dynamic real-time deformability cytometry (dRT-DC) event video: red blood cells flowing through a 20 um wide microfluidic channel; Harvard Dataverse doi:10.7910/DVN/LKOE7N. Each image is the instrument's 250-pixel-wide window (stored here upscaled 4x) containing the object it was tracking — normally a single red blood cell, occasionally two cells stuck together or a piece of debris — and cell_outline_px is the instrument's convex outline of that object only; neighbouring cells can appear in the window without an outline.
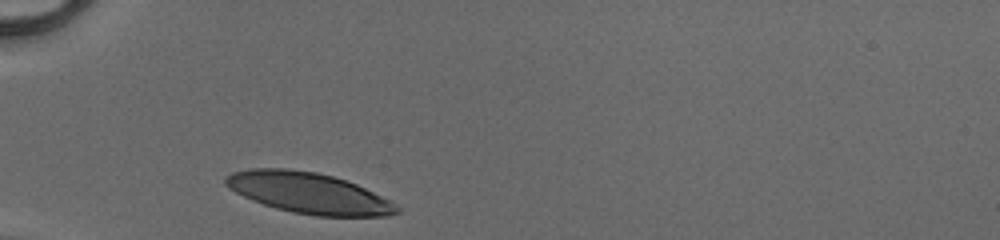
{"species": "human", "species_latin": "Homo sapiens", "temperature_condition": "cold", "stored_images_in_passage": 27, "camera_frame_rate_fps": 3000, "um_per_image_px": 0.085, "donor": {"sex": "male"}, "frame": {"image": 1, "passage_image": 1, "time_ms": 0.0, "image_size_px": [1000, 240], "cell_outline_px": [[400, 212], [388, 216], [316, 216], [292, 212], [276, 208], [252, 200], [236, 192], [224, 184], [224, 176], [232, 172], [252, 168], [288, 168], [316, 172], [332, 176], [356, 184], [396, 204], [400, 208]], "centroid_in_image_um": [26.21, 16.4], "position_along_channel_um": 58.8, "area_um2": 40.58}}
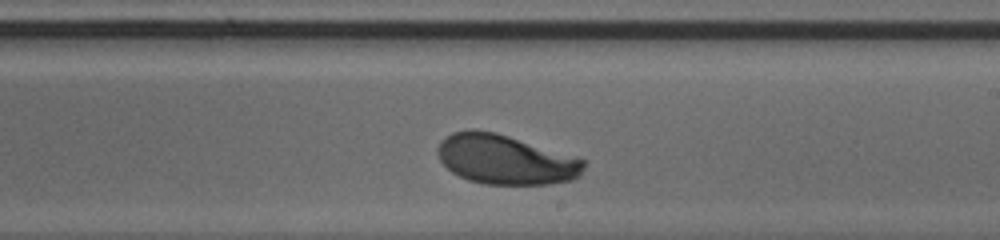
{"frame": {"image": 2, "passage_image": 16, "time_ms": 5.0, "image_size_px": [1000, 240], "cell_outline_px": [[584, 168], [580, 176], [572, 180], [548, 184], [484, 184], [468, 180], [452, 172], [440, 160], [436, 152], [436, 148], [440, 140], [452, 132], [472, 128], [476, 128], [496, 132], [584, 160]], "centroid_in_image_um": [42.89, 13.55], "position_along_channel_um": 246.1, "area_um2": 42.14}}
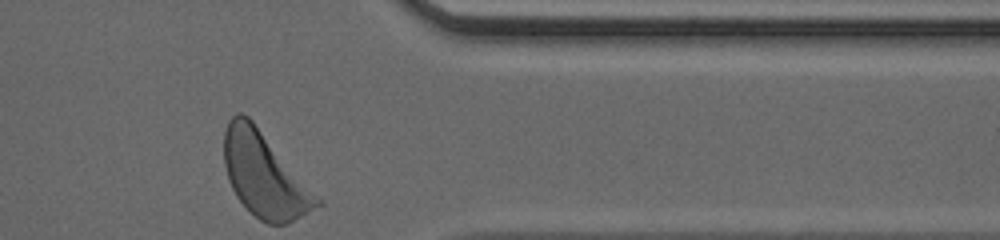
{"frame": {"image": 3, "passage_image": 27, "time_ms": 8.667, "image_size_px": [1000, 240], "cell_outline_px": [[324, 204], [288, 224], [268, 224], [260, 220], [236, 196], [228, 180], [224, 164], [224, 132], [228, 120], [236, 112], [240, 112], [248, 116], [252, 120], [324, 200]], "centroid_in_image_um": [22.51, 14.87], "position_along_channel_um": 388.9, "area_um2": 45.95}, "authors_computed_cell_mechanics": {"area_um2": 42.3096, "velocity_mm_per_s": 4.0758, "shape_relaxation_time_tau1_ms": 2.0877, "shape_relaxation_time_tau2_ms": null, "deformation_change_tau1": 0.1697, "deformation_change_tau2": null}}